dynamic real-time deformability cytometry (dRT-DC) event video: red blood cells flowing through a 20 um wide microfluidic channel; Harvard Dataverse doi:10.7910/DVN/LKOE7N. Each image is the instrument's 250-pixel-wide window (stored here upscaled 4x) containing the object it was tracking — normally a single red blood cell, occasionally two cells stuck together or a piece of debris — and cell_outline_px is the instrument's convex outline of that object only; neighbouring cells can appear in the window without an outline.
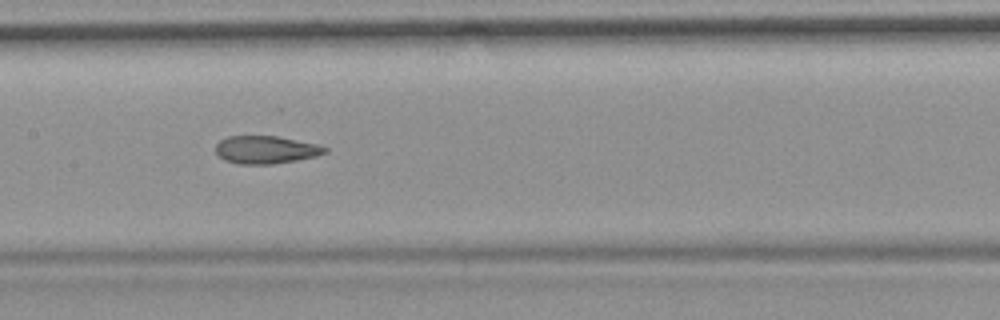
{"species": "common noctule bat (a hibernating species)", "species_latin": "Nyctalus noctula", "temperature_condition": "room temperature", "stored_images_in_passage": 49, "camera_frame_rate_fps": 3000, "um_per_image_px": 0.085, "animal": {"sex": "female", "body_mass_g": 19.9}, "frame": {"image": 1, "passage_image": 22, "time_ms": 7.0, "image_size_px": [1000, 320], "cell_outline_px": [[328, 152], [316, 156], [296, 160], [272, 164], [240, 164], [224, 160], [216, 152], [216, 144], [220, 140], [228, 136], [276, 136], [316, 144], [328, 148]], "centroid_in_image_um": [22.59, 12.73], "position_along_channel_um": 184.8, "area_um2": 17.57}, "authors_computed_cell_mechanics": {"area_um2": 18.7272, "velocity_mm_per_s": 3.7186, "shape_relaxation_time_tau1_ms": null, "shape_relaxation_time_tau2_ms": 1.9897, "deformation_change_tau1": null, "deformation_change_tau2": 0.1029}}